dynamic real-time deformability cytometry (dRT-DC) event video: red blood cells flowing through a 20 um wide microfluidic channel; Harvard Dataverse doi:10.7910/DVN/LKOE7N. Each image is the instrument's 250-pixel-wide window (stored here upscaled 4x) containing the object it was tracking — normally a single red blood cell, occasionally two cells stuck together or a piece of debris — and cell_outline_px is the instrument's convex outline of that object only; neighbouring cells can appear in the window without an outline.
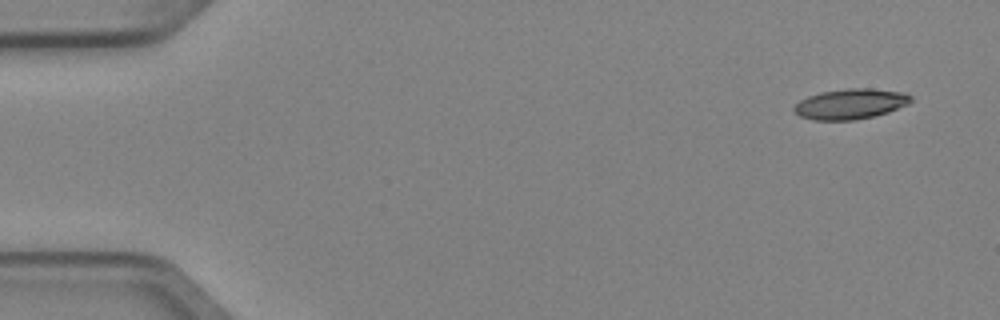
{"species": "Egyptian fruit bat (a non-hibernating species)", "species_latin": "Rousettus aegyptiacus", "temperature_condition": "cold", "stored_images_in_passage": 3, "camera_frame_rate_fps": 3000, "um_per_image_px": 0.085, "animal": {"sex": "female"}, "frame": {"image": 1, "passage_image": 1, "time_ms": 0.0, "image_size_px": [1000, 320], "cell_outline_px": [[912, 100], [908, 104], [888, 112], [856, 120], [812, 120], [800, 116], [792, 108], [800, 100], [808, 96], [820, 92], [848, 88], [872, 88], [904, 92], [912, 96]], "centroid_in_image_um": [72.3, 8.83], "position_along_channel_um": 12.7, "area_um2": 20.69}}